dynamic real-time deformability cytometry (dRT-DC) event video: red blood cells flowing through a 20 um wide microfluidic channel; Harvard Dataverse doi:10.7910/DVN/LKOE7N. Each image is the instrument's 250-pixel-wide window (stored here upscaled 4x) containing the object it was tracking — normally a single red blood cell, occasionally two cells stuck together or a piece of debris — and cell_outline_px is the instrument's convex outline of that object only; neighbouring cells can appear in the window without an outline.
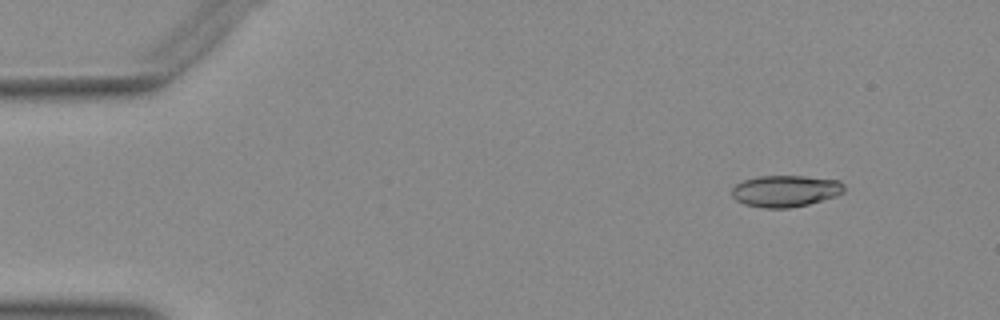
{"species": "Egyptian fruit bat (a non-hibernating species)", "species_latin": "Rousettus aegyptiacus", "temperature_condition": "warm", "stored_images_in_passage": 4, "camera_frame_rate_fps": 3000, "um_per_image_px": 0.085, "animal": {"sex": "female"}, "frame": {"image": 1, "passage_image": 1, "time_ms": 0.0, "image_size_px": [1000, 320], "cell_outline_px": [[844, 192], [836, 196], [808, 204], [788, 208], [764, 208], [744, 204], [736, 200], [732, 196], [732, 188], [736, 184], [744, 180], [760, 176], [804, 176], [840, 180], [844, 184]], "centroid_in_image_um": [66.77, 16.23], "position_along_channel_um": 18.2, "area_um2": 20.69}}